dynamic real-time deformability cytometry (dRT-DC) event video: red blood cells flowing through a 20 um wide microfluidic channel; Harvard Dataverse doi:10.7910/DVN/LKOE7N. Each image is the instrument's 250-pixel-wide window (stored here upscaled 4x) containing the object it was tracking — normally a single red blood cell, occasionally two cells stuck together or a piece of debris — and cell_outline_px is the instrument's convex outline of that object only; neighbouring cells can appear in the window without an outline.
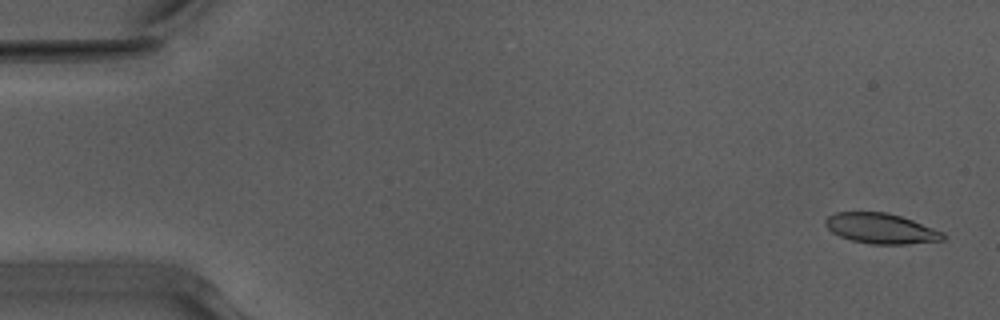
{"species": "Egyptian fruit bat (a non-hibernating species)", "species_latin": "Rousettus aegyptiacus", "temperature_condition": "warm", "stored_images_in_passage": 52, "segment_of_instrument_passage": [1, 2], "camera_frame_rate_fps": 3000, "um_per_image_px": 0.085, "animal": {"sex": "male"}, "frame": {"image": 1, "passage_image": 1, "time_ms": 0.0, "image_size_px": [1000, 320], "cell_outline_px": [[944, 240], [904, 244], [872, 244], [852, 240], [840, 236], [832, 232], [824, 224], [824, 220], [828, 216], [836, 212], [888, 212], [912, 220], [944, 232]], "centroid_in_image_um": [74.86, 19.41], "position_along_channel_um": 10.1, "area_um2": 20.63}}
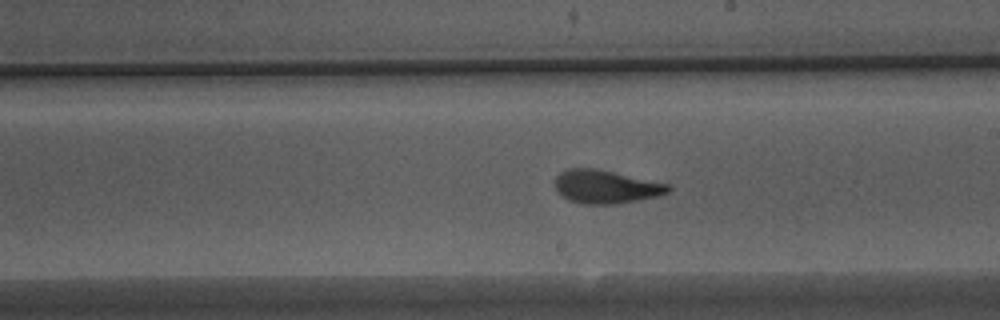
{"frame": {"image": 2, "passage_image": 29, "time_ms": 9.333, "image_size_px": [1000, 320], "cell_outline_px": [[672, 188], [668, 192], [656, 196], [616, 204], [584, 204], [568, 200], [556, 188], [556, 176], [560, 172], [568, 168], [592, 168], [672, 184]], "centroid_in_image_um": [51.52, 15.87], "position_along_channel_um": 237.5, "area_um2": 21.73}}
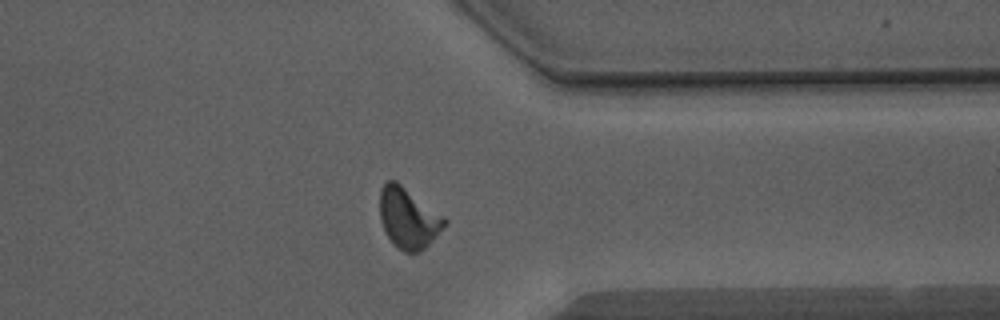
{"frame": {"image": 3, "passage_image": 40, "time_ms": 13.0, "image_size_px": [1000, 320], "cell_outline_px": [[448, 220], [432, 240], [420, 252], [404, 252], [388, 236], [380, 220], [380, 188], [388, 180], [396, 180], [444, 216]], "centroid_in_image_um": [34.7, 18.5], "position_along_channel_um": 376.7, "area_um2": 22.43}}